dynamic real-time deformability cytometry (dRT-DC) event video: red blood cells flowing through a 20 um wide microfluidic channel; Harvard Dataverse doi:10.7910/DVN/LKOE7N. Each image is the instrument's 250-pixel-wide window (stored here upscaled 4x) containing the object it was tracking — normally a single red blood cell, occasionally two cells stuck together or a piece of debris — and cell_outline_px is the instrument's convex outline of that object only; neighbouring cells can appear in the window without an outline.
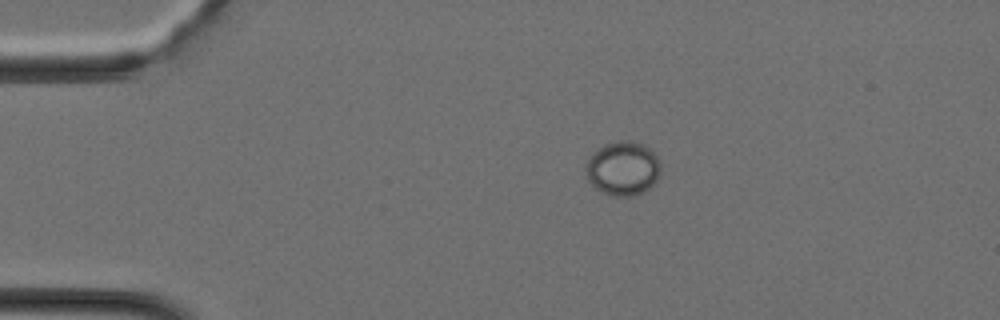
{"species": "Egyptian fruit bat (a non-hibernating species)", "species_latin": "Rousettus aegyptiacus", "temperature_condition": "cold", "stored_images_in_passage": 32, "camera_frame_rate_fps": 3000, "um_per_image_px": 0.085, "animal": {"sex": "female"}, "frame": {"image": 1, "passage_image": 1, "time_ms": 0.0, "image_size_px": [1000, 320], "cell_outline_px": [[660, 176], [644, 192], [632, 196], [612, 196], [596, 188], [588, 180], [588, 160], [592, 152], [604, 144], [616, 140], [628, 140], [644, 144], [660, 160]], "centroid_in_image_um": [52.97, 14.3], "position_along_channel_um": 32.0, "area_um2": 23.47}}
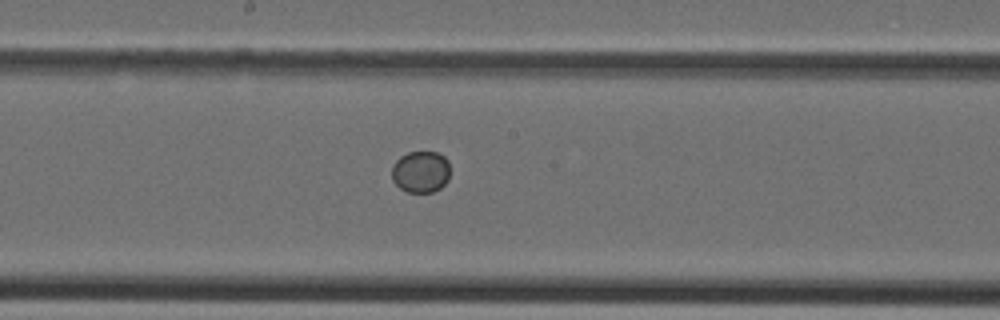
{"frame": {"image": 2, "passage_image": 14, "time_ms": 4.333, "image_size_px": [1000, 320], "cell_outline_px": [[448, 180], [440, 188], [432, 192], [408, 192], [400, 188], [392, 180], [392, 164], [400, 156], [408, 152], [440, 152], [448, 160]], "centroid_in_image_um": [35.75, 14.59], "position_along_channel_um": 212.5, "area_um2": 14.22}}
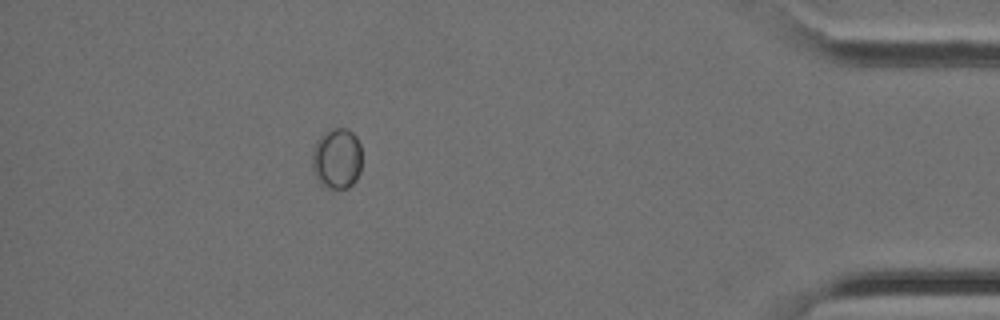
{"frame": {"image": 3, "passage_image": 28, "time_ms": 9.0, "image_size_px": [1000, 320], "cell_outline_px": [[360, 172], [356, 180], [348, 188], [328, 188], [320, 184], [312, 168], [312, 148], [316, 140], [320, 136], [332, 128], [348, 128], [356, 136], [360, 144]], "centroid_in_image_um": [28.62, 13.47], "position_along_channel_um": 406.6, "area_um2": 17.74}}